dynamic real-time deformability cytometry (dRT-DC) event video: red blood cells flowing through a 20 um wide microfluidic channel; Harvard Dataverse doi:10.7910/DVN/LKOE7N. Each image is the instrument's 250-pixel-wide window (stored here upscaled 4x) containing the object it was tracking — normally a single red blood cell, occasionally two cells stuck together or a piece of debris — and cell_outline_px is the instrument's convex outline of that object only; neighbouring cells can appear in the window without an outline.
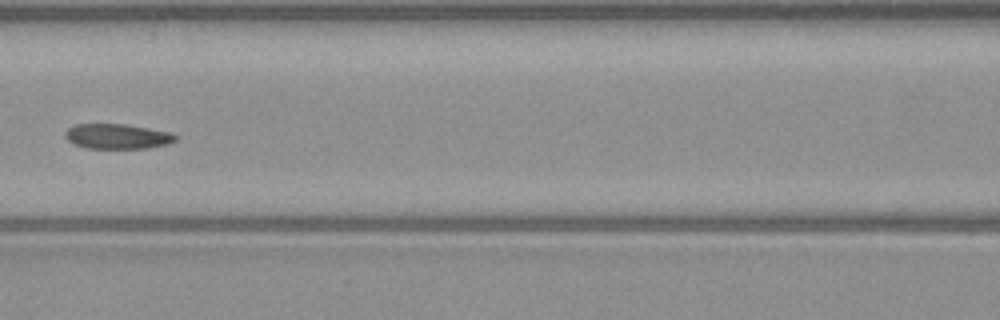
{"species": "common noctule bat (a hibernating species)", "species_latin": "Nyctalus noctula", "temperature_condition": "warm", "stored_images_in_passage": 6, "camera_frame_rate_fps": 3000, "um_per_image_px": 0.085, "animal": {"sex": "male", "body_mass_g": 23.1, "forearm_length_mm": 52.7}, "frame": {"image": 1, "passage_image": 6, "time_ms": 7.0, "image_size_px": [1000, 320], "cell_outline_px": [[176, 140], [168, 144], [148, 148], [84, 148], [72, 144], [64, 136], [64, 132], [68, 128], [76, 124], [124, 124], [172, 132], [176, 136]], "centroid_in_image_um": [9.94, 11.59], "position_along_channel_um": 156.7, "area_um2": 16.18}}